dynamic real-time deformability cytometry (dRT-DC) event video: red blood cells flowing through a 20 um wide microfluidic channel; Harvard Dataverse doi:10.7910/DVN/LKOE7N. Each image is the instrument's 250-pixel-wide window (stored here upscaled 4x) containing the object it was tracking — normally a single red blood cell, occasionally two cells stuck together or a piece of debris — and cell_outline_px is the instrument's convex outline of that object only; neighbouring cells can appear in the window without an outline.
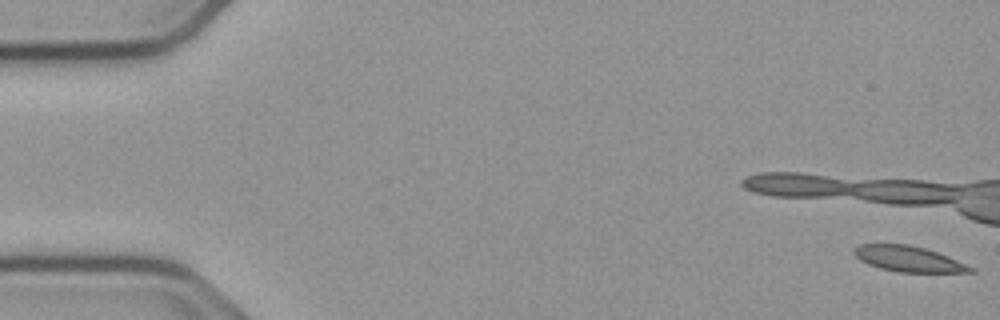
{"species": "common noctule bat (a hibernating species)", "species_latin": "Nyctalus noctula", "temperature_condition": "cold", "stored_images_in_passage": 11, "camera_frame_rate_fps": 3000, "um_per_image_px": 0.085, "animal": {"sex": "male", "body_mass_g": 23.1, "forearm_length_mm": 52.7}, "frame": {"image": 1, "passage_image": 1, "time_ms": 0.0, "image_size_px": [1000, 320], "cell_outline_px": [[976, 272], [896, 272], [880, 268], [868, 264], [860, 260], [852, 252], [860, 244], [908, 244], [924, 248], [948, 256], [976, 268]], "centroid_in_image_um": [77.25, 22.01], "position_along_channel_um": 7.8, "area_um2": 17.34}}